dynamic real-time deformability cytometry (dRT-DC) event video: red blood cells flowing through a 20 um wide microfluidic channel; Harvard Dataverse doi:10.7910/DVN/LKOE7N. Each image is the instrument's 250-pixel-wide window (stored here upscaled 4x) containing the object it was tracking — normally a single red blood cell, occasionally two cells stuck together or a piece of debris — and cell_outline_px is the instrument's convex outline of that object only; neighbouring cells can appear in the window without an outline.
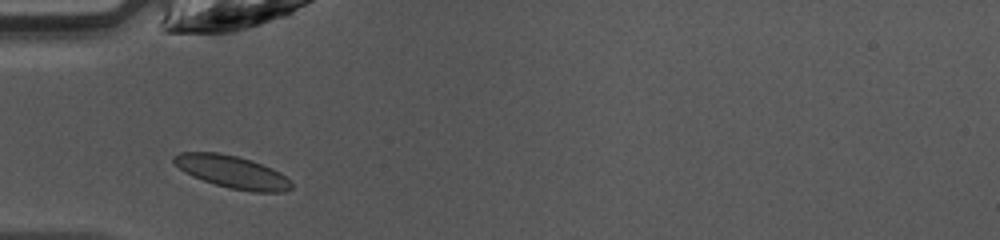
{"species": "common noctule bat (a hibernating species)", "species_latin": "Nyctalus noctula", "temperature_condition": "warm", "stored_images_in_passage": 30, "camera_frame_rate_fps": 3000, "um_per_image_px": 0.085, "animal": {"sex": "female", "body_mass_g": 10.0, "forearm_length_mm": 53.1}, "frame": {"image": 1, "passage_image": 1, "time_ms": 0.0, "image_size_px": [1000, 240], "cell_outline_px": [[292, 188], [284, 192], [252, 192], [232, 188], [216, 184], [192, 176], [180, 168], [172, 160], [172, 156], [180, 152], [216, 152], [236, 156], [272, 168], [280, 172], [292, 184]], "centroid_in_image_um": [19.73, 14.61], "position_along_channel_um": 65.3, "area_um2": 21.85}}
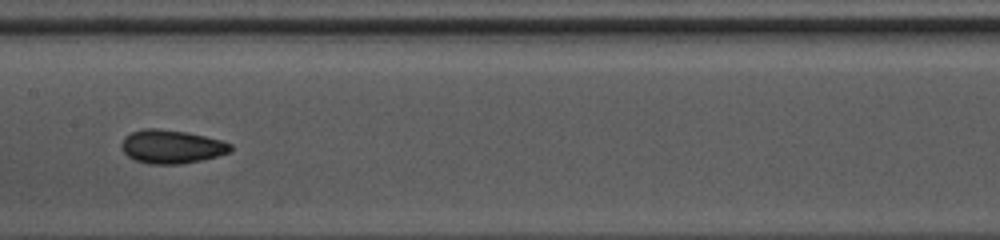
{"frame": {"image": 2, "passage_image": 10, "time_ms": 3.0, "image_size_px": [1000, 240], "cell_outline_px": [[232, 152], [200, 160], [180, 164], [148, 164], [136, 160], [128, 156], [120, 148], [120, 144], [124, 136], [132, 132], [144, 128], [156, 128], [188, 132], [220, 140], [232, 144]], "centroid_in_image_um": [14.56, 12.46], "position_along_channel_um": 192.8, "area_um2": 21.39}}
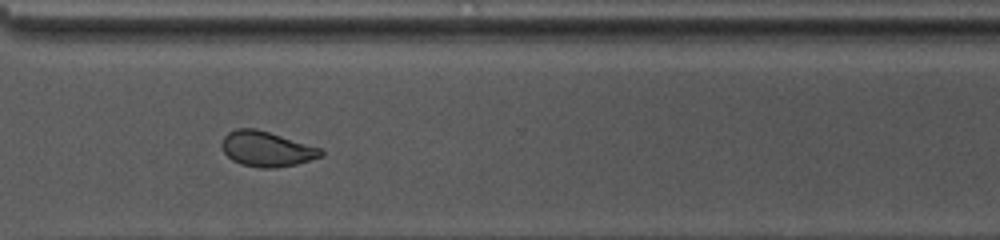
{"frame": {"image": 3, "passage_image": 21, "time_ms": 6.667, "image_size_px": [1000, 240], "cell_outline_px": [[324, 152], [320, 156], [296, 164], [272, 168], [260, 168], [240, 164], [232, 160], [224, 152], [220, 144], [224, 136], [228, 132], [236, 128], [256, 128], [320, 148]], "centroid_in_image_um": [22.6, 12.65], "position_along_channel_um": 348.0, "area_um2": 20.11}, "authors_computed_cell_mechanics": {"area_um2": 20.6924, "velocity_mm_per_s": 4.2498, "shape_relaxation_time_tau1_ms": 10.2623, "shape_relaxation_time_tau2_ms": 1.6399, "deformation_change_tau1": 0.2102, "deformation_change_tau2": 0.0608}}